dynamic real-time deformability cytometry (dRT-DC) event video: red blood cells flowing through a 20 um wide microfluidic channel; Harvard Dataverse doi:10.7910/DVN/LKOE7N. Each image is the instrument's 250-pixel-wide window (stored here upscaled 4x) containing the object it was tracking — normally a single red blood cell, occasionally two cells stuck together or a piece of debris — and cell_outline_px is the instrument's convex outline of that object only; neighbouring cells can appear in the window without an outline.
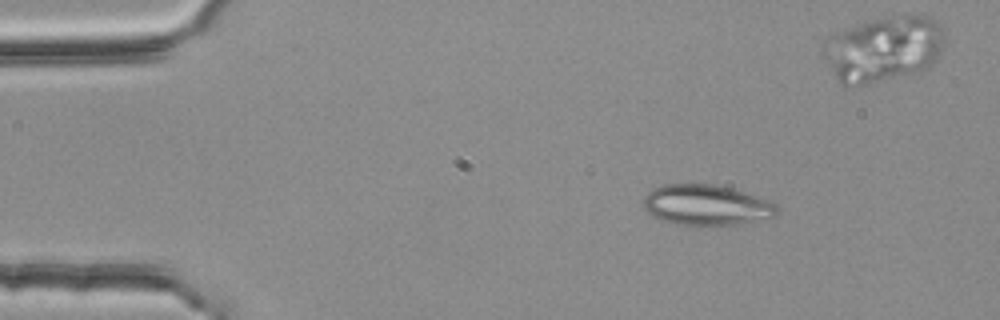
{"species": "common noctule bat (a hibernating species)", "species_latin": "Nyctalus noctula", "temperature_condition": "room temperature", "stored_images_in_passage": 3, "camera_frame_rate_fps": 3000, "um_per_image_px": 0.085, "animal": {"sex": "female", "body_mass_g": 25.1}, "frame": {"image": 1, "passage_image": 1, "time_ms": 0.0, "image_size_px": [1000, 320], "cell_outline_px": [[776, 216], [736, 224], [676, 224], [660, 220], [652, 216], [644, 208], [640, 200], [652, 188], [664, 184], [712, 184], [732, 188], [772, 200], [776, 204]], "centroid_in_image_um": [59.99, 17.4], "position_along_channel_um": 25.0, "area_um2": 31.56}}